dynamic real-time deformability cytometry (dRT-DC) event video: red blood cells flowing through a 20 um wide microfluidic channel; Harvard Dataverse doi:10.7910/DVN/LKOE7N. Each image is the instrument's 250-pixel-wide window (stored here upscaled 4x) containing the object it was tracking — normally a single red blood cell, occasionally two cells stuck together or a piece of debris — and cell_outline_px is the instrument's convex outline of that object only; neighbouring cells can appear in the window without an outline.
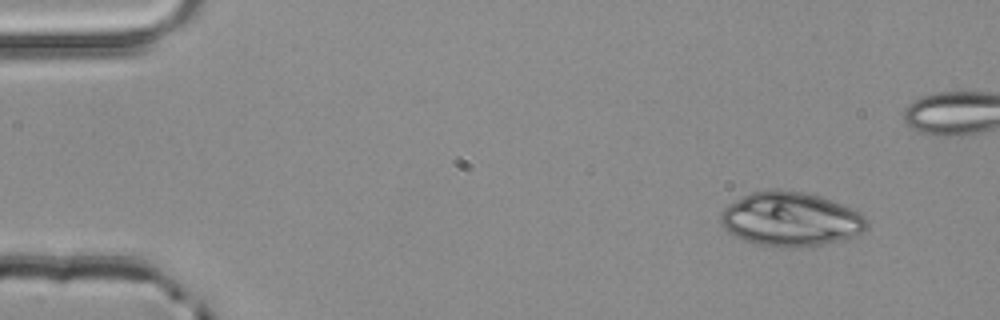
{"species": "common noctule bat (a hibernating species)", "species_latin": "Nyctalus noctula", "temperature_condition": "room temperature", "stored_images_in_passage": 4, "camera_frame_rate_fps": 3000, "um_per_image_px": 0.085, "animal": {"sex": "male", "body_mass_g": 20.4}, "frame": {"image": 1, "passage_image": 1, "time_ms": 0.0, "image_size_px": [1000, 320], "cell_outline_px": [[868, 228], [844, 240], [820, 244], [760, 244], [744, 240], [728, 232], [720, 224], [720, 212], [724, 208], [736, 200], [752, 192], [776, 188], [804, 192], [820, 196], [852, 208], [860, 212], [868, 220]], "centroid_in_image_um": [67.21, 18.57], "position_along_channel_um": 17.8, "area_um2": 45.2}}